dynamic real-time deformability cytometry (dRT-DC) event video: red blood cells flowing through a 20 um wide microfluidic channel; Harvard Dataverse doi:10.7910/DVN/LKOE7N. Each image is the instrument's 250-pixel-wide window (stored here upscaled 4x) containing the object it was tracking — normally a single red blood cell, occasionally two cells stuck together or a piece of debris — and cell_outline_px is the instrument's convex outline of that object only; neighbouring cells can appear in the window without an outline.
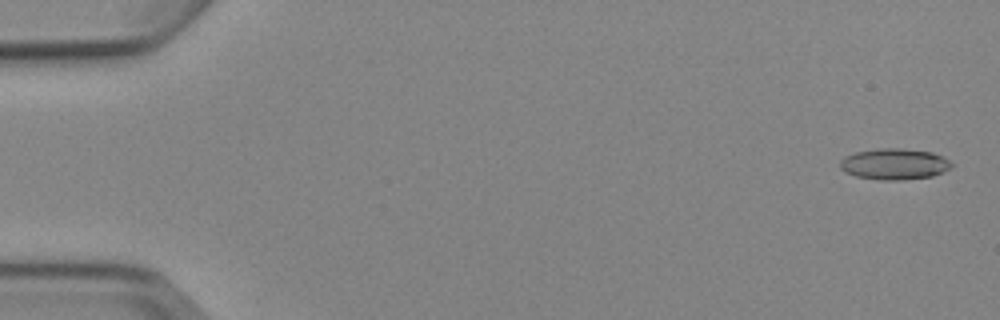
{"species": "Egyptian fruit bat (a non-hibernating species)", "species_latin": "Rousettus aegyptiacus", "temperature_condition": "cold", "stored_images_in_passage": 5, "camera_frame_rate_fps": 3000, "um_per_image_px": 0.085, "animal": {"sex": "female"}, "frame": {"image": 1, "passage_image": 1, "time_ms": 0.0, "image_size_px": [1000, 320], "cell_outline_px": [[952, 168], [932, 176], [900, 180], [880, 180], [856, 176], [844, 172], [840, 168], [840, 160], [844, 156], [856, 152], [880, 148], [900, 148], [932, 152], [944, 156], [952, 164]], "centroid_in_image_um": [76.01, 13.94], "position_along_channel_um": 9.0, "area_um2": 20.29}}
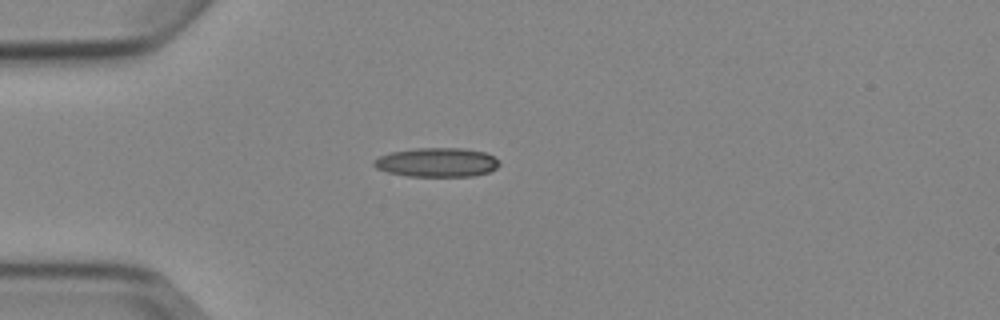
{"frame": {"image": 2, "passage_image": 5, "time_ms": 4.333, "image_size_px": [1000, 320], "cell_outline_px": [[500, 164], [496, 168], [488, 172], [472, 176], [408, 176], [388, 172], [376, 168], [372, 164], [372, 160], [380, 156], [392, 152], [416, 148], [464, 148], [484, 152], [500, 160]], "centroid_in_image_um": [37.13, 13.8], "position_along_channel_um": 47.9, "area_um2": 21.27}}